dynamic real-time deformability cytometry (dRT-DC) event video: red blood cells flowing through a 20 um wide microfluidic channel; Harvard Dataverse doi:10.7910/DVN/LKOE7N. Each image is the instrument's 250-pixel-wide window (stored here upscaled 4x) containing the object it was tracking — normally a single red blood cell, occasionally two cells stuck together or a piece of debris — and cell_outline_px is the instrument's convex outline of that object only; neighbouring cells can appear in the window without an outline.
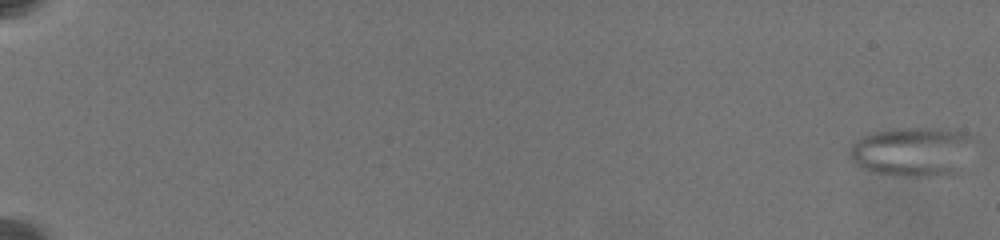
{"species": "common noctule bat (a hibernating species)", "species_latin": "Nyctalus noctula", "temperature_condition": "warm", "stored_images_in_passage": 47, "camera_frame_rate_fps": 3000, "um_per_image_px": 0.085, "animal": {"sex": "female", "body_mass_g": 19.5, "forearm_length_mm": 54.1}, "frame": {"image": 1, "passage_image": 1, "time_ms": 0.0, "image_size_px": [1000, 240], "cell_outline_px": [[976, 140], [952, 172], [920, 176], [892, 176], [872, 172], [860, 168], [848, 156], [848, 148], [856, 140], [872, 132], [892, 128], [940, 128], [960, 132]], "centroid_in_image_um": [77.39, 12.86], "position_along_channel_um": 7.6, "area_um2": 35.08}}
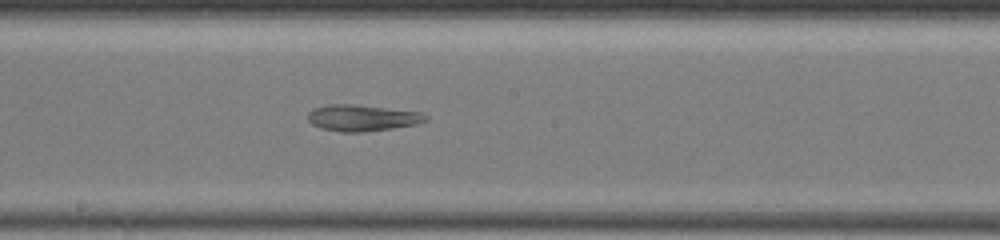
{"frame": {"image": 2, "passage_image": 29, "time_ms": 12.667, "image_size_px": [1000, 240], "cell_outline_px": [[428, 120], [416, 124], [392, 128], [364, 132], [340, 132], [320, 128], [312, 124], [308, 120], [308, 112], [312, 108], [328, 104], [352, 104], [424, 112], [428, 116]], "centroid_in_image_um": [30.78, 10.01], "position_along_channel_um": 217.4, "area_um2": 18.26}}
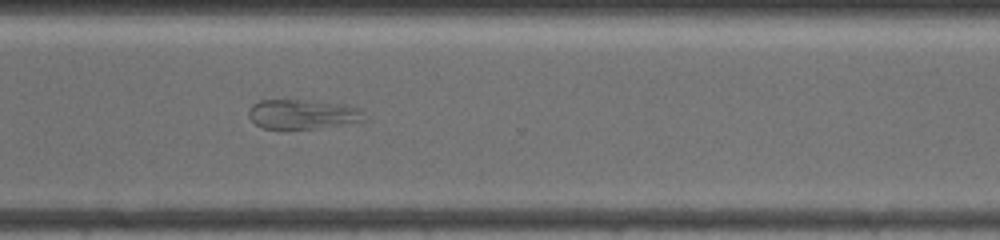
{"frame": {"image": 3, "passage_image": 46, "time_ms": 16.333, "image_size_px": [1000, 240], "cell_outline_px": [[364, 120], [316, 128], [260, 128], [248, 116], [248, 108], [252, 104], [260, 100], [304, 100], [344, 104], [360, 108]], "centroid_in_image_um": [25.65, 9.69], "position_along_channel_um": 345.0, "area_um2": 19.59}}